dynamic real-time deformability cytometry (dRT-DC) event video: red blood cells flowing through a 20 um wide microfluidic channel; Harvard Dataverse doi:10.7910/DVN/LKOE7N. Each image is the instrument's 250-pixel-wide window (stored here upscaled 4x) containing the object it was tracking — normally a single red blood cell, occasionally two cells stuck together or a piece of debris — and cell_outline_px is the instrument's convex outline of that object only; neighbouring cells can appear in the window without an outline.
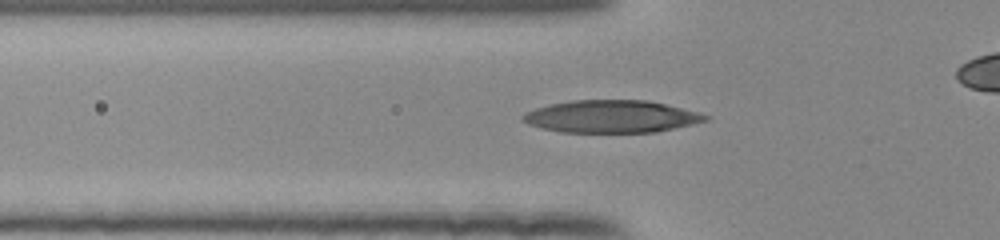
{"species": "human", "species_latin": "Homo sapiens", "temperature_condition": "room temperature", "stored_images_in_passage": 41, "camera_frame_rate_fps": 3000, "um_per_image_px": 0.085, "donor": {"sex": "female"}, "frame": {"image": 1, "passage_image": 13, "time_ms": 4.0, "image_size_px": [1000, 240], "cell_outline_px": [[712, 116], [708, 120], [656, 132], [560, 132], [540, 128], [528, 124], [520, 120], [520, 116], [524, 112], [536, 108], [552, 104], [572, 100], [648, 100], [700, 112]], "centroid_in_image_um": [51.94, 9.9], "position_along_channel_um": 73.9, "area_um2": 34.62}}
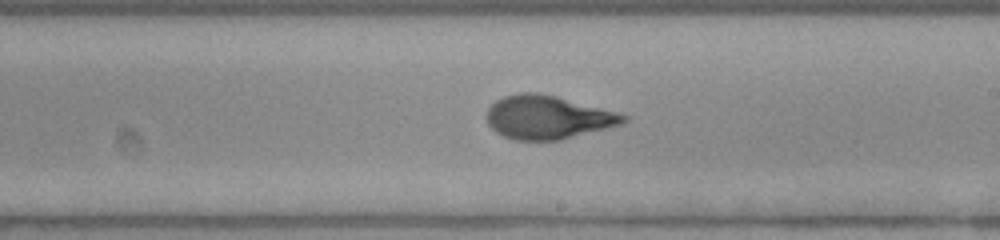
{"frame": {"image": 2, "passage_image": 26, "time_ms": 8.333, "image_size_px": [1000, 240], "cell_outline_px": [[628, 120], [624, 124], [560, 140], [512, 140], [496, 132], [488, 124], [484, 116], [488, 108], [496, 100], [504, 96], [520, 92], [540, 92], [556, 96], [616, 112], [628, 116]], "centroid_in_image_um": [46.53, 9.97], "position_along_channel_um": 242.5, "area_um2": 34.8}}
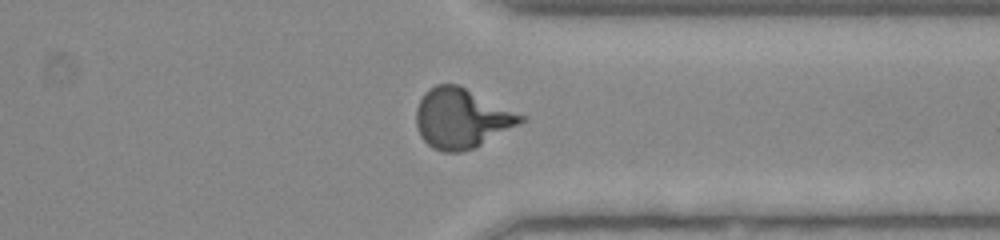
{"frame": {"image": 3, "passage_image": 36, "time_ms": 11.667, "image_size_px": [1000, 240], "cell_outline_px": [[528, 120], [476, 148], [460, 152], [444, 152], [432, 148], [420, 136], [416, 124], [416, 108], [424, 92], [428, 88], [436, 84], [460, 84], [528, 116]], "centroid_in_image_um": [39.28, 10.05], "position_along_channel_um": 372.1, "area_um2": 37.28}}